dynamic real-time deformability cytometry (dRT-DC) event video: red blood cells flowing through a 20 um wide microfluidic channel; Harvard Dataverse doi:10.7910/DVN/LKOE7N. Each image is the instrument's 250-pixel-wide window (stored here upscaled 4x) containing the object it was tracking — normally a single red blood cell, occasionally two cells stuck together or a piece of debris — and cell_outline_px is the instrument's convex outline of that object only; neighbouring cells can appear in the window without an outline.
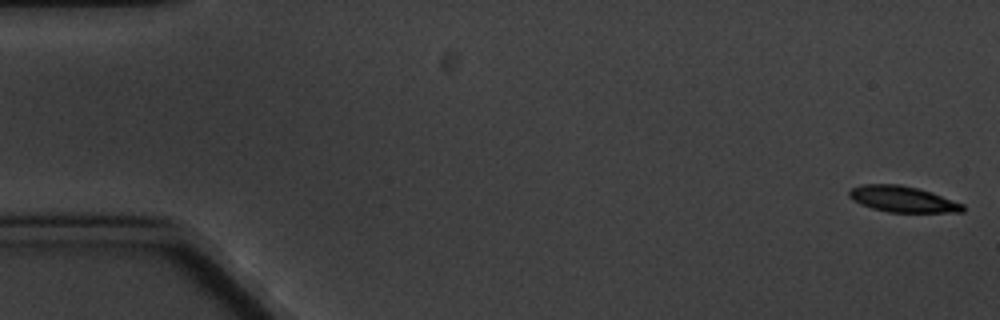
{"species": "common noctule bat (a hibernating species)", "species_latin": "Nyctalus noctula", "temperature_condition": "cold", "stored_images_in_passage": 3, "camera_frame_rate_fps": 3000, "um_per_image_px": 0.085, "animal": {"sex": "male", "body_mass_g": 20.1, "forearm_length_mm": 53.5}, "frame": {"image": 1, "passage_image": 1, "time_ms": 0.0, "image_size_px": [1000, 320], "cell_outline_px": [[964, 212], [888, 212], [872, 208], [860, 204], [852, 200], [848, 196], [848, 192], [852, 188], [860, 184], [900, 184], [920, 188], [932, 192], [964, 204]], "centroid_in_image_um": [76.71, 16.91], "position_along_channel_um": 8.3, "area_um2": 17.4}}